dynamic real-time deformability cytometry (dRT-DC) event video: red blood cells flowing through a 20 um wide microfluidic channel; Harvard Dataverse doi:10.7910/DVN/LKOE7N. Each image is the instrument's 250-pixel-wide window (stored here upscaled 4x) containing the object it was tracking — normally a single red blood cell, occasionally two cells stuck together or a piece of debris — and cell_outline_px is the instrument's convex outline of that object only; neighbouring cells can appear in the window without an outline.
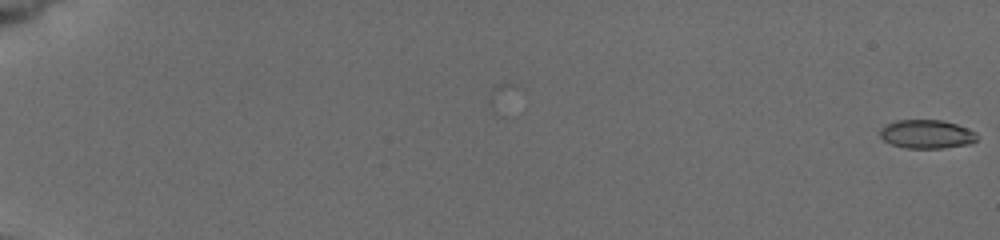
{"species": "common noctule bat (a hibernating species)", "species_latin": "Nyctalus noctula", "temperature_condition": "cold", "stored_images_in_passage": 14, "camera_frame_rate_fps": 3000, "um_per_image_px": 0.085, "animal": {"sex": "female", "body_mass_g": 19.5, "forearm_length_mm": 54.1}, "frame": {"image": 1, "passage_image": 1, "time_ms": 0.0, "image_size_px": [1000, 240], "cell_outline_px": [[976, 140], [972, 144], [944, 148], [904, 148], [892, 144], [884, 140], [880, 136], [880, 128], [896, 120], [940, 120], [956, 124], [968, 128], [976, 132]], "centroid_in_image_um": [78.78, 11.41], "position_along_channel_um": 6.2, "area_um2": 16.24}}
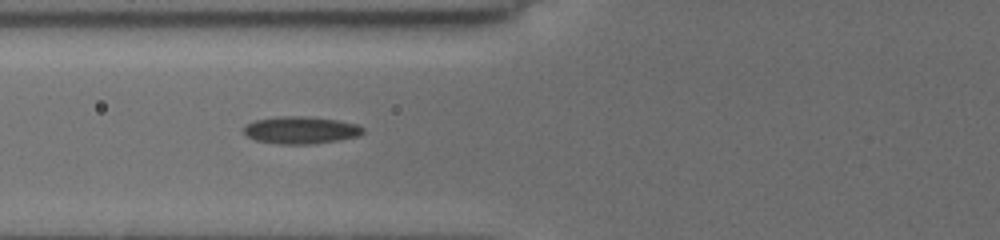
{"frame": {"image": 2, "passage_image": 12, "time_ms": 8.0, "image_size_px": [1000, 240], "cell_outline_px": [[364, 132], [360, 136], [340, 140], [316, 144], [280, 144], [256, 140], [248, 136], [244, 132], [244, 124], [256, 120], [276, 116], [308, 116], [340, 120], [356, 124], [364, 128]], "centroid_in_image_um": [25.6, 11.05], "position_along_channel_um": 100.2, "area_um2": 19.25}}
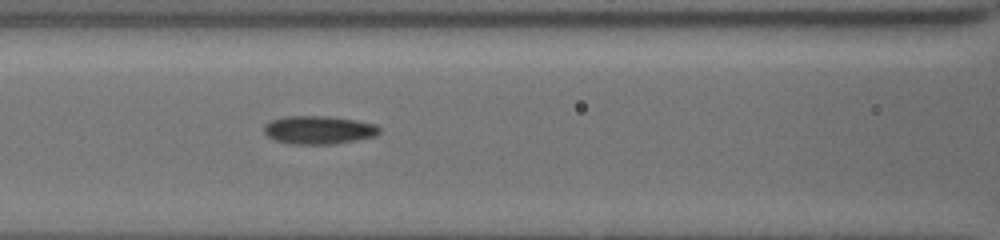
{"frame": {"image": 3, "passage_image": 14, "time_ms": 9.0, "image_size_px": [1000, 240], "cell_outline_px": [[380, 132], [376, 136], [356, 140], [332, 144], [292, 144], [276, 140], [268, 136], [264, 132], [264, 124], [272, 120], [284, 116], [328, 116], [356, 120], [376, 124], [380, 128]], "centroid_in_image_um": [27.1, 11.04], "position_along_channel_um": 139.5, "area_um2": 19.02}}